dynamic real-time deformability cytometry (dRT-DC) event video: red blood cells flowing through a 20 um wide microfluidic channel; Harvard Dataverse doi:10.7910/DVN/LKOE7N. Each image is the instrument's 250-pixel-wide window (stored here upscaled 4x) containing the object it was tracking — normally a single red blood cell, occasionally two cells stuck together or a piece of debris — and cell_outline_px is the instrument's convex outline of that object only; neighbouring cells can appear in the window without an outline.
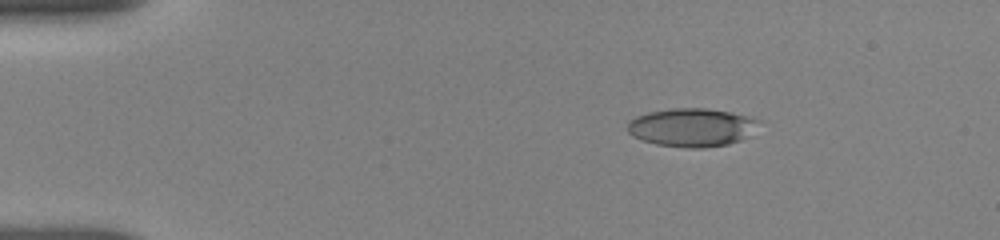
{"species": "human", "species_latin": "Homo sapiens", "temperature_condition": "room temperature", "stored_images_in_passage": 63, "camera_frame_rate_fps": 3000, "um_per_image_px": 0.085, "donor": {"sex": "female"}, "frame": {"image": 1, "passage_image": 14, "time_ms": 2.667, "image_size_px": [1000, 240], "cell_outline_px": [[764, 120], [748, 136], [740, 140], [728, 144], [704, 148], [684, 148], [656, 144], [632, 136], [628, 132], [628, 120], [636, 116], [648, 112], [676, 108], [704, 108], [728, 112]], "centroid_in_image_um": [58.81, 10.83], "position_along_channel_um": 26.2, "area_um2": 29.42}}
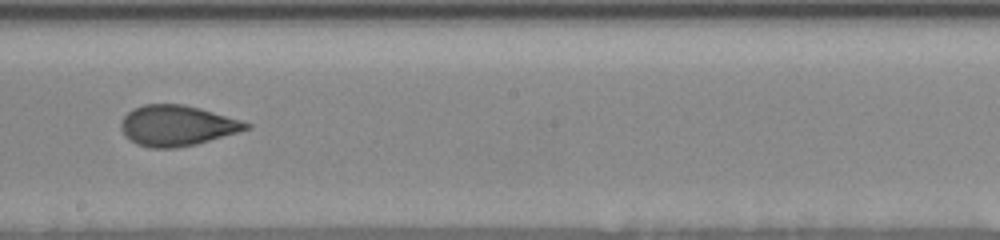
{"frame": {"image": 2, "passage_image": 42, "time_ms": 10.0, "image_size_px": [1000, 240], "cell_outline_px": [[252, 128], [196, 144], [176, 148], [148, 148], [136, 144], [124, 136], [120, 128], [120, 124], [124, 116], [132, 108], [144, 104], [184, 104], [200, 108], [240, 120], [252, 124]], "centroid_in_image_um": [15.01, 10.68], "position_along_channel_um": 233.2, "area_um2": 29.71}}
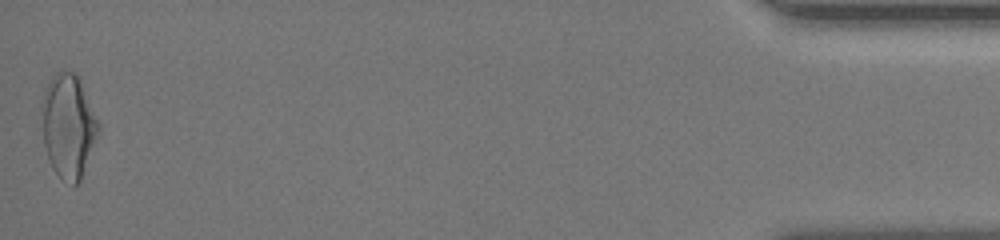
{"frame": {"image": 3, "passage_image": 63, "time_ms": 17.333, "image_size_px": [1000, 240], "cell_outline_px": [[100, 128], [80, 180], [72, 188], [60, 180], [52, 168], [44, 144], [40, 104], [44, 88], [52, 76], [60, 68], [76, 72], [80, 76], [100, 124]], "centroid_in_image_um": [5.79, 10.65], "position_along_channel_um": 429.4, "area_um2": 35.14}, "authors_computed_cell_mechanics": {"area_um2": 29.189, "velocity_mm_per_s": 3.833, "shape_relaxation_time_tau1_ms": 5.4952, "shape_relaxation_time_tau2_ms": 1.5452, "deformation_change_tau1": 0.159, "deformation_change_tau2": 0.0816}}